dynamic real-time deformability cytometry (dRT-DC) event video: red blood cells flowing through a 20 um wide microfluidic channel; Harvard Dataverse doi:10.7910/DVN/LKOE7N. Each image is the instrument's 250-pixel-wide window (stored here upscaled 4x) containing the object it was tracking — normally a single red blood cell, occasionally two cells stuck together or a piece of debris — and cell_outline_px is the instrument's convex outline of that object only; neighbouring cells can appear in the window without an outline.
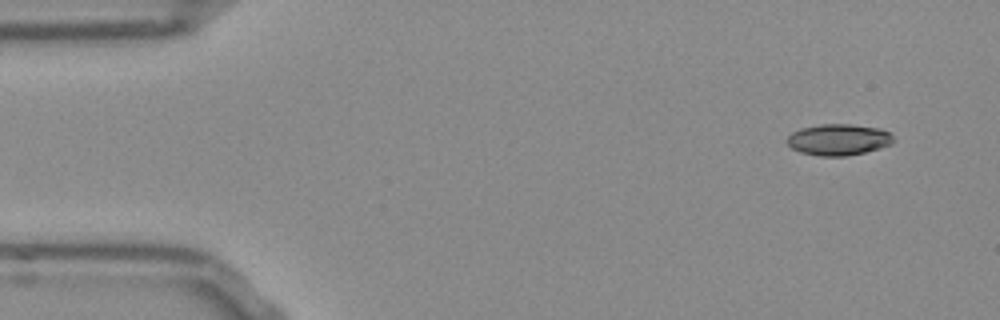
{"species": "Egyptian fruit bat (a non-hibernating species)", "species_latin": "Rousettus aegyptiacus", "temperature_condition": "room temperature", "stored_images_in_passage": 16, "camera_frame_rate_fps": 3000, "um_per_image_px": 0.085, "frame": {"image": 1, "passage_image": 1, "time_ms": 0.0, "image_size_px": [1000, 320], "cell_outline_px": [[896, 140], [892, 144], [880, 148], [864, 152], [844, 156], [820, 156], [800, 152], [792, 148], [784, 140], [792, 132], [800, 128], [820, 124], [852, 124], [880, 128], [888, 132]], "centroid_in_image_um": [71.26, 11.86], "position_along_channel_um": 13.7, "area_um2": 19.54}}
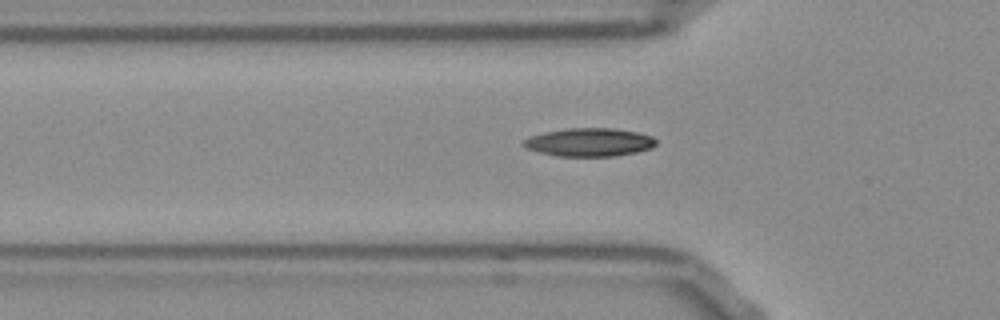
{"frame": {"image": 2, "passage_image": 14, "time_ms": 4.333, "image_size_px": [1000, 320], "cell_outline_px": [[656, 144], [652, 148], [636, 152], [612, 156], [556, 156], [524, 148], [520, 144], [524, 140], [532, 136], [544, 132], [568, 128], [612, 128], [636, 132], [652, 136], [656, 140]], "centroid_in_image_um": [50.07, 12.09], "position_along_channel_um": 75.7, "area_um2": 21.79}}